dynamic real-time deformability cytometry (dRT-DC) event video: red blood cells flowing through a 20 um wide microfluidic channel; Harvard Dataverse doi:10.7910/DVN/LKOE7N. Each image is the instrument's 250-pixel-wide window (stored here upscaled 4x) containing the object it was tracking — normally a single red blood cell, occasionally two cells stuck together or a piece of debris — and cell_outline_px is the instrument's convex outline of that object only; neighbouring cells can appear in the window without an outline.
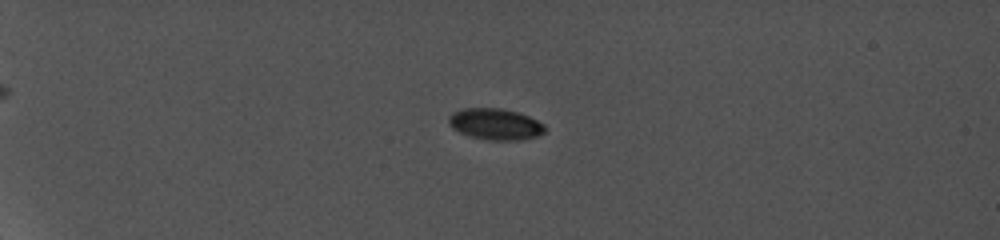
{"species": "common noctule bat (a hibernating species)", "species_latin": "Nyctalus noctula", "temperature_condition": "cold", "stored_images_in_passage": 11, "camera_frame_rate_fps": 5000, "um_per_image_px": 0.085, "animal": {"sex": "female", "body_mass_g": 19.0, "forearm_length_mm": 56.7}, "frame": {"image": 1, "passage_image": 7, "time_ms": 5.2, "image_size_px": [1000, 240], "cell_outline_px": [[544, 132], [536, 136], [520, 140], [488, 140], [468, 136], [452, 128], [448, 124], [448, 116], [452, 112], [464, 108], [500, 108], [520, 112], [544, 124]], "centroid_in_image_um": [42.06, 10.54], "position_along_channel_um": 42.9, "area_um2": 17.63}}
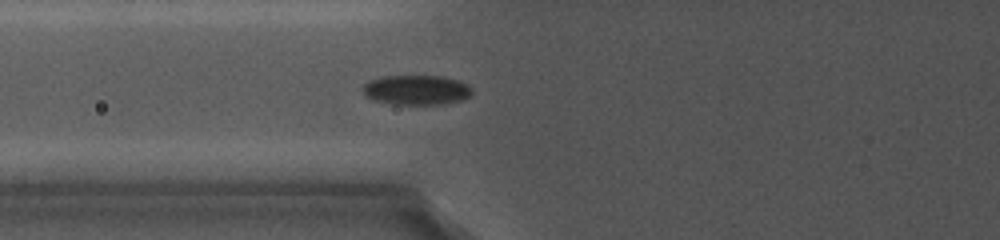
{"frame": {"image": 2, "passage_image": 11, "time_ms": 8.6, "image_size_px": [1000, 240], "cell_outline_px": [[472, 92], [468, 96], [460, 100], [444, 104], [396, 104], [372, 100], [364, 96], [364, 84], [368, 80], [380, 76], [444, 76], [460, 80], [468, 84], [472, 88]], "centroid_in_image_um": [35.39, 7.63], "position_along_channel_um": 90.4, "area_um2": 19.07}}